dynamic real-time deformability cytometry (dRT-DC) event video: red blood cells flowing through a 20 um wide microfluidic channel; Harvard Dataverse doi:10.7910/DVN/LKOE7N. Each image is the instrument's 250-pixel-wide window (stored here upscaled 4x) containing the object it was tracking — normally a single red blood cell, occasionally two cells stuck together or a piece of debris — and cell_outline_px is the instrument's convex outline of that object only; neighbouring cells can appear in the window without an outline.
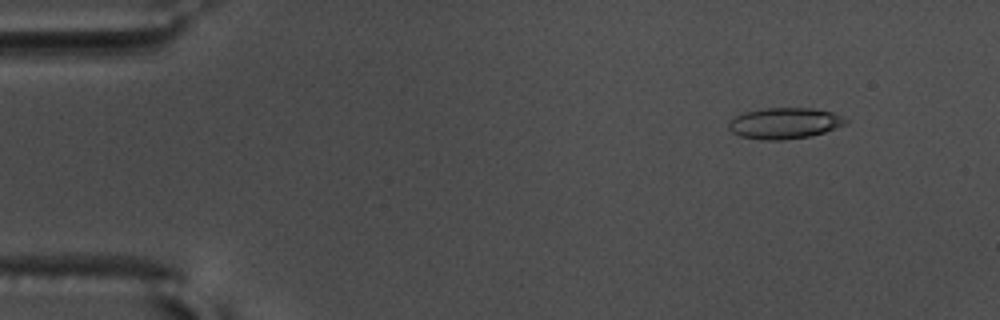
{"species": "common noctule bat (a hibernating species)", "species_latin": "Nyctalus noctula", "temperature_condition": "warm", "stored_images_in_passage": 58, "camera_frame_rate_fps": 3000, "um_per_image_px": 0.085, "animal": {"sex": "male", "body_mass_g": 17.5, "forearm_length_mm": 52.3}, "frame": {"image": 1, "passage_image": 7, "time_ms": 2.0, "image_size_px": [1000, 320], "cell_outline_px": [[848, 124], [812, 136], [784, 140], [764, 140], [740, 136], [732, 132], [728, 128], [728, 124], [736, 116], [744, 112], [764, 108], [812, 108], [832, 112], [848, 120]], "centroid_in_image_um": [66.7, 10.48], "position_along_channel_um": 18.3, "area_um2": 21.21}}
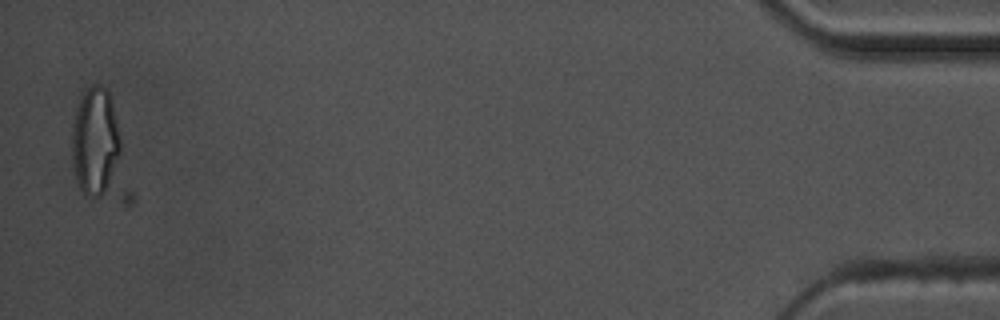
{"frame": {"image": 2, "passage_image": 57, "time_ms": 18.667, "image_size_px": [1000, 320], "cell_outline_px": [[132, 204], [124, 204], [92, 196], [84, 192], [80, 188], [76, 176], [72, 160], [72, 128], [76, 112], [80, 100], [84, 92], [92, 84], [100, 84], [108, 92], [112, 104], [132, 192]], "centroid_in_image_um": [8.45, 12.64], "position_along_channel_um": 426.8, "area_um2": 36.3}, "authors_computed_cell_mechanics": {"area_um2": 20.4901, "velocity_mm_per_s": 3.5982, "shape_relaxation_time_tau1_ms": 8.6458, "shape_relaxation_time_tau2_ms": 1.627, "deformation_change_tau1": 0.2557, "deformation_change_tau2": 0.1054}}